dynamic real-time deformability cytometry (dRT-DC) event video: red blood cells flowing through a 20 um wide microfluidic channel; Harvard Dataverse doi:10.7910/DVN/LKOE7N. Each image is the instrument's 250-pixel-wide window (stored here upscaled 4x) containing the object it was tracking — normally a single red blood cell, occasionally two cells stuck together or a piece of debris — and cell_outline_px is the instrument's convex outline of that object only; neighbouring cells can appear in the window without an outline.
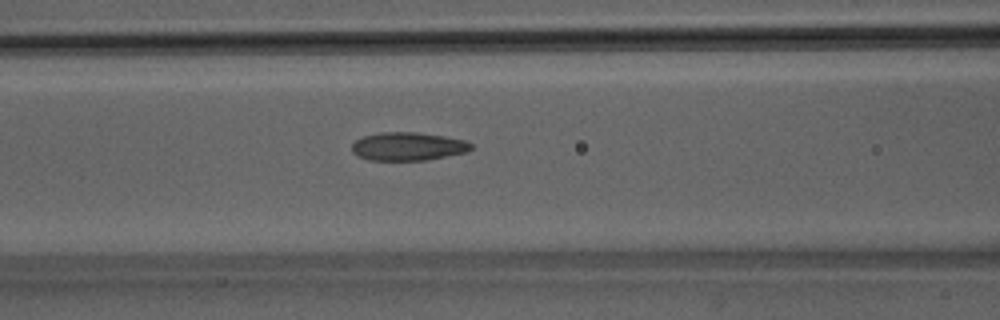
{"species": "Egyptian fruit bat (a non-hibernating species)", "species_latin": "Rousettus aegyptiacus", "temperature_condition": "room temperature", "stored_images_in_passage": 41, "camera_frame_rate_fps": 3000, "um_per_image_px": 0.085, "animal": {"sex": "male"}, "frame": {"image": 1, "passage_image": 12, "time_ms": 3.667, "image_size_px": [1000, 320], "cell_outline_px": [[472, 148], [468, 152], [424, 160], [368, 160], [356, 156], [352, 152], [352, 144], [356, 140], [364, 136], [380, 132], [416, 132], [444, 136], [464, 140], [472, 144]], "centroid_in_image_um": [34.65, 12.44], "position_along_channel_um": 131.9, "area_um2": 19.65}}
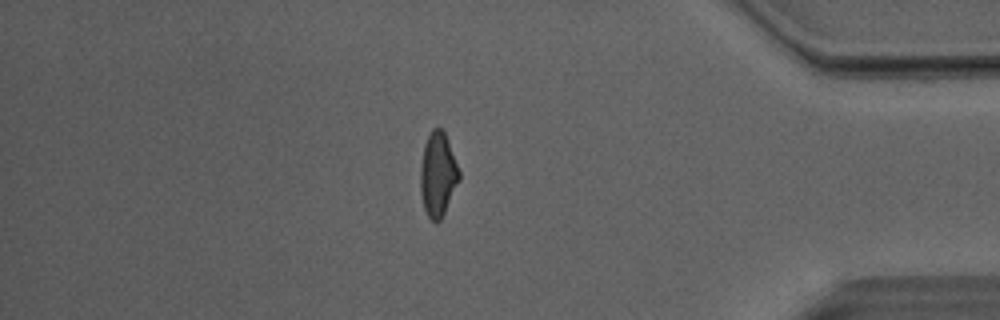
{"frame": {"image": 2, "passage_image": 34, "time_ms": 11.0, "image_size_px": [1000, 320], "cell_outline_px": [[460, 180], [440, 220], [436, 224], [428, 216], [424, 208], [420, 192], [420, 168], [424, 144], [432, 128], [440, 128], [444, 132], [460, 172]], "centroid_in_image_um": [37.21, 14.84], "position_along_channel_um": 398.0, "area_um2": 18.84}}
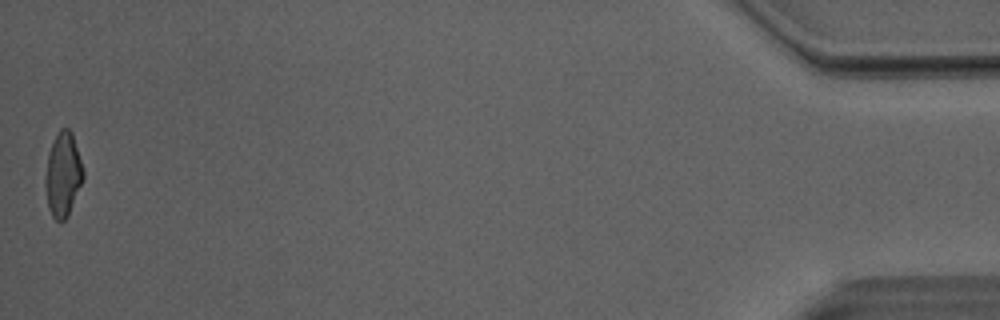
{"frame": {"image": 3, "passage_image": 41, "time_ms": 13.333, "image_size_px": [1000, 320], "cell_outline_px": [[84, 176], [68, 216], [64, 220], [56, 220], [52, 216], [48, 208], [44, 184], [44, 180], [48, 152], [60, 128], [68, 128], [72, 132], [84, 172]], "centroid_in_image_um": [5.33, 14.84], "position_along_channel_um": 429.9, "area_um2": 18.5}, "authors_computed_cell_mechanics": {"area_um2": 19.363, "velocity_mm_per_s": 4.0888, "shape_relaxation_time_tau1_ms": 6.9481, "shape_relaxation_time_tau2_ms": 1.9247, "deformation_change_tau1": 0.2204, "deformation_change_tau2": 0.0946}}